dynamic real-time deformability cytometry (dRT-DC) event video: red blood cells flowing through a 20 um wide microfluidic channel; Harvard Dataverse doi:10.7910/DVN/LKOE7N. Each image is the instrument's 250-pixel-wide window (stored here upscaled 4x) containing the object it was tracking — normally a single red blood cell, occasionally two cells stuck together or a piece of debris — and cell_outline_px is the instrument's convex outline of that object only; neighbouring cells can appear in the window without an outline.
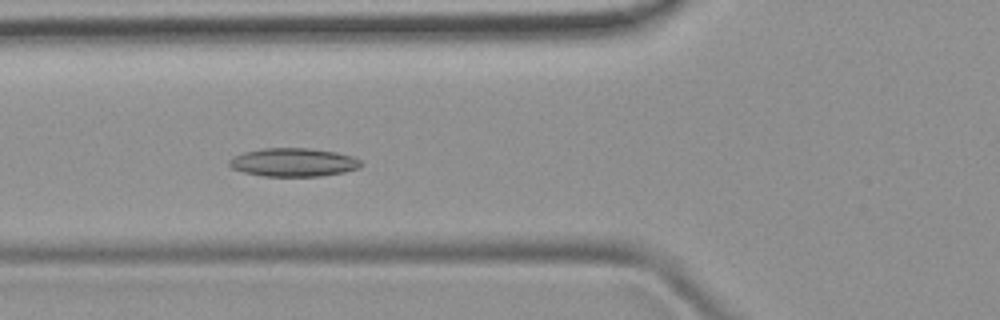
{"species": "common noctule bat (a hibernating species)", "species_latin": "Nyctalus noctula", "temperature_condition": "room temperature", "stored_images_in_passage": 33, "camera_frame_rate_fps": 3000, "um_per_image_px": 0.085, "animal": {"sex": "female", "body_mass_g": 19.9}, "frame": {"image": 1, "passage_image": 12, "time_ms": 3.667, "image_size_px": [1000, 320], "cell_outline_px": [[364, 164], [360, 168], [344, 172], [320, 176], [264, 176], [244, 172], [232, 168], [228, 164], [228, 160], [232, 156], [244, 152], [264, 148], [312, 148], [336, 152], [352, 156], [360, 160]], "centroid_in_image_um": [24.95, 13.79], "position_along_channel_um": 100.8, "area_um2": 21.96}}
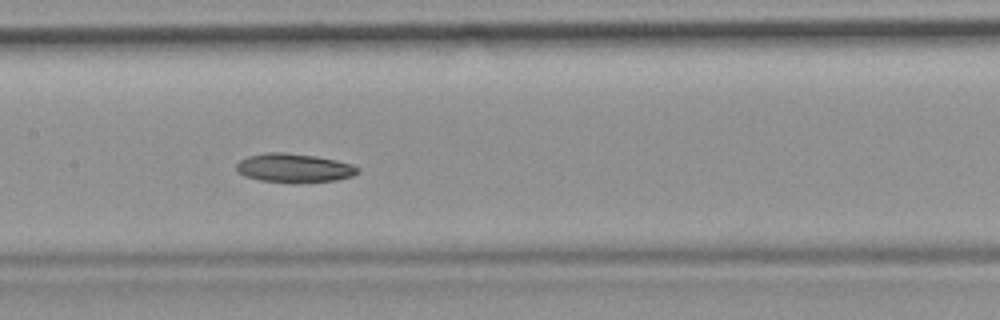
{"frame": {"image": 2, "passage_image": 18, "time_ms": 5.667, "image_size_px": [1000, 320], "cell_outline_px": [[360, 172], [352, 176], [336, 180], [296, 184], [292, 184], [260, 180], [244, 176], [236, 168], [236, 164], [240, 160], [248, 156], [264, 152], [284, 152], [316, 156], [336, 160], [352, 164], [360, 168]], "centroid_in_image_um": [25.01, 14.29], "position_along_channel_um": 182.4, "area_um2": 20.81}}
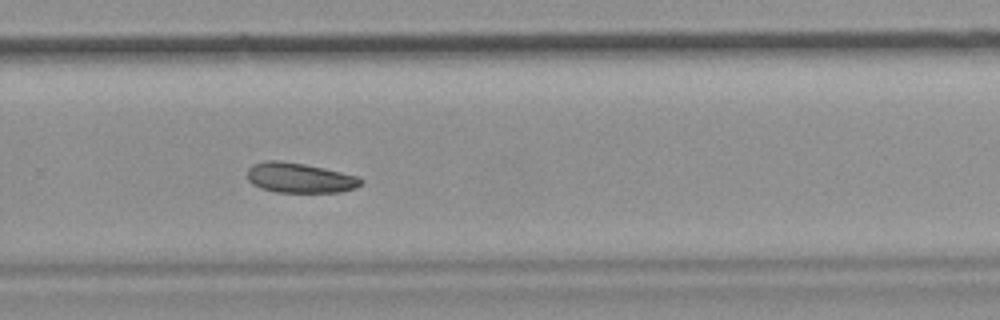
{"frame": {"image": 3, "passage_image": 27, "time_ms": 8.667, "image_size_px": [1000, 320], "cell_outline_px": [[364, 180], [356, 188], [340, 192], [276, 192], [260, 188], [252, 184], [248, 180], [248, 168], [252, 164], [264, 160], [280, 160], [304, 164], [324, 168], [356, 176]], "centroid_in_image_um": [25.44, 15.11], "position_along_channel_um": 304.4, "area_um2": 19.88}}